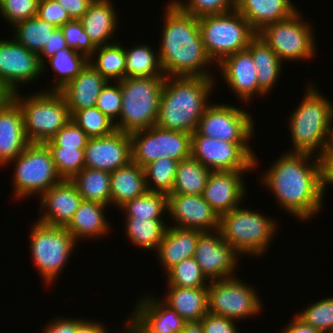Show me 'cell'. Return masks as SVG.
I'll return each instance as SVG.
<instances>
[{
  "mask_svg": "<svg viewBox=\"0 0 333 333\" xmlns=\"http://www.w3.org/2000/svg\"><path fill=\"white\" fill-rule=\"evenodd\" d=\"M261 176L280 207L296 219L307 221L321 211L325 195L320 157L286 151Z\"/></svg>",
  "mask_w": 333,
  "mask_h": 333,
  "instance_id": "cell-1",
  "label": "cell"
},
{
  "mask_svg": "<svg viewBox=\"0 0 333 333\" xmlns=\"http://www.w3.org/2000/svg\"><path fill=\"white\" fill-rule=\"evenodd\" d=\"M160 35L159 58L165 76L213 77L215 65L203 45L198 17L168 2ZM210 64V65H209Z\"/></svg>",
  "mask_w": 333,
  "mask_h": 333,
  "instance_id": "cell-2",
  "label": "cell"
},
{
  "mask_svg": "<svg viewBox=\"0 0 333 333\" xmlns=\"http://www.w3.org/2000/svg\"><path fill=\"white\" fill-rule=\"evenodd\" d=\"M216 81L215 77L165 76L156 125L171 131L195 132Z\"/></svg>",
  "mask_w": 333,
  "mask_h": 333,
  "instance_id": "cell-3",
  "label": "cell"
},
{
  "mask_svg": "<svg viewBox=\"0 0 333 333\" xmlns=\"http://www.w3.org/2000/svg\"><path fill=\"white\" fill-rule=\"evenodd\" d=\"M307 86L303 100L288 119L293 144L289 152L312 155L316 152V156L320 157L329 146L333 103L313 83Z\"/></svg>",
  "mask_w": 333,
  "mask_h": 333,
  "instance_id": "cell-4",
  "label": "cell"
},
{
  "mask_svg": "<svg viewBox=\"0 0 333 333\" xmlns=\"http://www.w3.org/2000/svg\"><path fill=\"white\" fill-rule=\"evenodd\" d=\"M165 76L132 77L119 81L121 111L116 130L132 133L156 125Z\"/></svg>",
  "mask_w": 333,
  "mask_h": 333,
  "instance_id": "cell-5",
  "label": "cell"
},
{
  "mask_svg": "<svg viewBox=\"0 0 333 333\" xmlns=\"http://www.w3.org/2000/svg\"><path fill=\"white\" fill-rule=\"evenodd\" d=\"M261 214L238 206L220 216L218 231L241 256L265 254L277 233V221Z\"/></svg>",
  "mask_w": 333,
  "mask_h": 333,
  "instance_id": "cell-6",
  "label": "cell"
},
{
  "mask_svg": "<svg viewBox=\"0 0 333 333\" xmlns=\"http://www.w3.org/2000/svg\"><path fill=\"white\" fill-rule=\"evenodd\" d=\"M10 97L21 109L30 143H45L71 120L67 102L60 92L40 90L21 97L18 91Z\"/></svg>",
  "mask_w": 333,
  "mask_h": 333,
  "instance_id": "cell-7",
  "label": "cell"
},
{
  "mask_svg": "<svg viewBox=\"0 0 333 333\" xmlns=\"http://www.w3.org/2000/svg\"><path fill=\"white\" fill-rule=\"evenodd\" d=\"M198 20L205 50L216 65L224 57L245 50L257 35L236 9L201 16Z\"/></svg>",
  "mask_w": 333,
  "mask_h": 333,
  "instance_id": "cell-8",
  "label": "cell"
},
{
  "mask_svg": "<svg viewBox=\"0 0 333 333\" xmlns=\"http://www.w3.org/2000/svg\"><path fill=\"white\" fill-rule=\"evenodd\" d=\"M33 263L45 284H54L78 243L65 227L34 222L30 230Z\"/></svg>",
  "mask_w": 333,
  "mask_h": 333,
  "instance_id": "cell-9",
  "label": "cell"
},
{
  "mask_svg": "<svg viewBox=\"0 0 333 333\" xmlns=\"http://www.w3.org/2000/svg\"><path fill=\"white\" fill-rule=\"evenodd\" d=\"M12 162L15 164L12 186L16 198L41 196L53 185L62 181L45 143H30L7 165Z\"/></svg>",
  "mask_w": 333,
  "mask_h": 333,
  "instance_id": "cell-10",
  "label": "cell"
},
{
  "mask_svg": "<svg viewBox=\"0 0 333 333\" xmlns=\"http://www.w3.org/2000/svg\"><path fill=\"white\" fill-rule=\"evenodd\" d=\"M299 12L297 10L288 18L269 24L257 33L282 62L310 61L316 55L312 24L301 20L303 16Z\"/></svg>",
  "mask_w": 333,
  "mask_h": 333,
  "instance_id": "cell-11",
  "label": "cell"
},
{
  "mask_svg": "<svg viewBox=\"0 0 333 333\" xmlns=\"http://www.w3.org/2000/svg\"><path fill=\"white\" fill-rule=\"evenodd\" d=\"M132 162L144 168L159 158L181 161L191 157V134L153 125L129 133Z\"/></svg>",
  "mask_w": 333,
  "mask_h": 333,
  "instance_id": "cell-12",
  "label": "cell"
},
{
  "mask_svg": "<svg viewBox=\"0 0 333 333\" xmlns=\"http://www.w3.org/2000/svg\"><path fill=\"white\" fill-rule=\"evenodd\" d=\"M262 301L252 286L231 277L212 280L208 285V312L237 322L262 311Z\"/></svg>",
  "mask_w": 333,
  "mask_h": 333,
  "instance_id": "cell-13",
  "label": "cell"
},
{
  "mask_svg": "<svg viewBox=\"0 0 333 333\" xmlns=\"http://www.w3.org/2000/svg\"><path fill=\"white\" fill-rule=\"evenodd\" d=\"M191 157L211 171H251L258 161L250 144H235L191 134Z\"/></svg>",
  "mask_w": 333,
  "mask_h": 333,
  "instance_id": "cell-14",
  "label": "cell"
},
{
  "mask_svg": "<svg viewBox=\"0 0 333 333\" xmlns=\"http://www.w3.org/2000/svg\"><path fill=\"white\" fill-rule=\"evenodd\" d=\"M252 115L244 109L228 104H209L199 120L196 131L205 137L250 144L254 132Z\"/></svg>",
  "mask_w": 333,
  "mask_h": 333,
  "instance_id": "cell-15",
  "label": "cell"
},
{
  "mask_svg": "<svg viewBox=\"0 0 333 333\" xmlns=\"http://www.w3.org/2000/svg\"><path fill=\"white\" fill-rule=\"evenodd\" d=\"M42 75L39 56L14 39L0 38V86L8 93L18 92V86L31 84ZM23 83V84H21Z\"/></svg>",
  "mask_w": 333,
  "mask_h": 333,
  "instance_id": "cell-16",
  "label": "cell"
},
{
  "mask_svg": "<svg viewBox=\"0 0 333 333\" xmlns=\"http://www.w3.org/2000/svg\"><path fill=\"white\" fill-rule=\"evenodd\" d=\"M239 255L219 231H211L199 236L194 258L202 273L212 281L235 277Z\"/></svg>",
  "mask_w": 333,
  "mask_h": 333,
  "instance_id": "cell-17",
  "label": "cell"
},
{
  "mask_svg": "<svg viewBox=\"0 0 333 333\" xmlns=\"http://www.w3.org/2000/svg\"><path fill=\"white\" fill-rule=\"evenodd\" d=\"M167 214L180 228L212 232L219 230L220 217L201 195L168 194Z\"/></svg>",
  "mask_w": 333,
  "mask_h": 333,
  "instance_id": "cell-18",
  "label": "cell"
},
{
  "mask_svg": "<svg viewBox=\"0 0 333 333\" xmlns=\"http://www.w3.org/2000/svg\"><path fill=\"white\" fill-rule=\"evenodd\" d=\"M85 167L113 172L132 161L129 133L115 130L105 137L90 138L84 148Z\"/></svg>",
  "mask_w": 333,
  "mask_h": 333,
  "instance_id": "cell-19",
  "label": "cell"
},
{
  "mask_svg": "<svg viewBox=\"0 0 333 333\" xmlns=\"http://www.w3.org/2000/svg\"><path fill=\"white\" fill-rule=\"evenodd\" d=\"M246 172L250 171H211L202 196L219 217L242 204Z\"/></svg>",
  "mask_w": 333,
  "mask_h": 333,
  "instance_id": "cell-20",
  "label": "cell"
},
{
  "mask_svg": "<svg viewBox=\"0 0 333 333\" xmlns=\"http://www.w3.org/2000/svg\"><path fill=\"white\" fill-rule=\"evenodd\" d=\"M39 197L41 210L37 221L59 227L68 225L82 202V197L71 180H62Z\"/></svg>",
  "mask_w": 333,
  "mask_h": 333,
  "instance_id": "cell-21",
  "label": "cell"
},
{
  "mask_svg": "<svg viewBox=\"0 0 333 333\" xmlns=\"http://www.w3.org/2000/svg\"><path fill=\"white\" fill-rule=\"evenodd\" d=\"M215 66L242 103L252 101L255 94L258 96L257 70L247 49L224 57Z\"/></svg>",
  "mask_w": 333,
  "mask_h": 333,
  "instance_id": "cell-22",
  "label": "cell"
},
{
  "mask_svg": "<svg viewBox=\"0 0 333 333\" xmlns=\"http://www.w3.org/2000/svg\"><path fill=\"white\" fill-rule=\"evenodd\" d=\"M29 144L21 109L9 96L0 105V166H7Z\"/></svg>",
  "mask_w": 333,
  "mask_h": 333,
  "instance_id": "cell-23",
  "label": "cell"
},
{
  "mask_svg": "<svg viewBox=\"0 0 333 333\" xmlns=\"http://www.w3.org/2000/svg\"><path fill=\"white\" fill-rule=\"evenodd\" d=\"M107 82L88 63L71 82L59 91L67 102L70 115L81 109L96 107L97 98Z\"/></svg>",
  "mask_w": 333,
  "mask_h": 333,
  "instance_id": "cell-24",
  "label": "cell"
},
{
  "mask_svg": "<svg viewBox=\"0 0 333 333\" xmlns=\"http://www.w3.org/2000/svg\"><path fill=\"white\" fill-rule=\"evenodd\" d=\"M113 4L111 0H94L79 19L84 31L96 47L115 42L113 38L119 20Z\"/></svg>",
  "mask_w": 333,
  "mask_h": 333,
  "instance_id": "cell-25",
  "label": "cell"
},
{
  "mask_svg": "<svg viewBox=\"0 0 333 333\" xmlns=\"http://www.w3.org/2000/svg\"><path fill=\"white\" fill-rule=\"evenodd\" d=\"M202 231L168 226L165 235L157 248V257L167 272L184 259L194 257L196 244Z\"/></svg>",
  "mask_w": 333,
  "mask_h": 333,
  "instance_id": "cell-26",
  "label": "cell"
},
{
  "mask_svg": "<svg viewBox=\"0 0 333 333\" xmlns=\"http://www.w3.org/2000/svg\"><path fill=\"white\" fill-rule=\"evenodd\" d=\"M236 10L258 33L267 25L288 18L297 8L291 0H236Z\"/></svg>",
  "mask_w": 333,
  "mask_h": 333,
  "instance_id": "cell-27",
  "label": "cell"
},
{
  "mask_svg": "<svg viewBox=\"0 0 333 333\" xmlns=\"http://www.w3.org/2000/svg\"><path fill=\"white\" fill-rule=\"evenodd\" d=\"M161 300L186 322H199L208 313V287L189 288L167 285Z\"/></svg>",
  "mask_w": 333,
  "mask_h": 333,
  "instance_id": "cell-28",
  "label": "cell"
},
{
  "mask_svg": "<svg viewBox=\"0 0 333 333\" xmlns=\"http://www.w3.org/2000/svg\"><path fill=\"white\" fill-rule=\"evenodd\" d=\"M107 205L85 201L79 205L72 220L65 227L78 242L80 238H100L109 233L110 224L105 217Z\"/></svg>",
  "mask_w": 333,
  "mask_h": 333,
  "instance_id": "cell-29",
  "label": "cell"
},
{
  "mask_svg": "<svg viewBox=\"0 0 333 333\" xmlns=\"http://www.w3.org/2000/svg\"><path fill=\"white\" fill-rule=\"evenodd\" d=\"M133 310L152 330L162 333H181L186 321L159 297H141Z\"/></svg>",
  "mask_w": 333,
  "mask_h": 333,
  "instance_id": "cell-30",
  "label": "cell"
},
{
  "mask_svg": "<svg viewBox=\"0 0 333 333\" xmlns=\"http://www.w3.org/2000/svg\"><path fill=\"white\" fill-rule=\"evenodd\" d=\"M110 182V205L117 208L147 191L144 168L132 161L110 172Z\"/></svg>",
  "mask_w": 333,
  "mask_h": 333,
  "instance_id": "cell-31",
  "label": "cell"
},
{
  "mask_svg": "<svg viewBox=\"0 0 333 333\" xmlns=\"http://www.w3.org/2000/svg\"><path fill=\"white\" fill-rule=\"evenodd\" d=\"M253 57L257 70L258 96H266L276 86L283 62L270 46L256 35L246 48Z\"/></svg>",
  "mask_w": 333,
  "mask_h": 333,
  "instance_id": "cell-32",
  "label": "cell"
},
{
  "mask_svg": "<svg viewBox=\"0 0 333 333\" xmlns=\"http://www.w3.org/2000/svg\"><path fill=\"white\" fill-rule=\"evenodd\" d=\"M125 234L127 238L138 248L153 250L159 247L168 225L164 219H138L136 217H124Z\"/></svg>",
  "mask_w": 333,
  "mask_h": 333,
  "instance_id": "cell-33",
  "label": "cell"
},
{
  "mask_svg": "<svg viewBox=\"0 0 333 333\" xmlns=\"http://www.w3.org/2000/svg\"><path fill=\"white\" fill-rule=\"evenodd\" d=\"M211 170L189 157L178 162L170 194L201 195Z\"/></svg>",
  "mask_w": 333,
  "mask_h": 333,
  "instance_id": "cell-34",
  "label": "cell"
},
{
  "mask_svg": "<svg viewBox=\"0 0 333 333\" xmlns=\"http://www.w3.org/2000/svg\"><path fill=\"white\" fill-rule=\"evenodd\" d=\"M82 200L110 204V172L84 167L72 180Z\"/></svg>",
  "mask_w": 333,
  "mask_h": 333,
  "instance_id": "cell-35",
  "label": "cell"
},
{
  "mask_svg": "<svg viewBox=\"0 0 333 333\" xmlns=\"http://www.w3.org/2000/svg\"><path fill=\"white\" fill-rule=\"evenodd\" d=\"M89 63L107 81L111 82L113 80L114 83L125 78L126 54L124 46L118 41L109 45L98 46L89 59Z\"/></svg>",
  "mask_w": 333,
  "mask_h": 333,
  "instance_id": "cell-36",
  "label": "cell"
},
{
  "mask_svg": "<svg viewBox=\"0 0 333 333\" xmlns=\"http://www.w3.org/2000/svg\"><path fill=\"white\" fill-rule=\"evenodd\" d=\"M124 48L126 54L125 78L165 76L161 67L159 53L148 44Z\"/></svg>",
  "mask_w": 333,
  "mask_h": 333,
  "instance_id": "cell-37",
  "label": "cell"
},
{
  "mask_svg": "<svg viewBox=\"0 0 333 333\" xmlns=\"http://www.w3.org/2000/svg\"><path fill=\"white\" fill-rule=\"evenodd\" d=\"M55 73L52 88L46 91H57L63 89L71 82L89 63V59L69 47L59 50L54 56L46 60Z\"/></svg>",
  "mask_w": 333,
  "mask_h": 333,
  "instance_id": "cell-38",
  "label": "cell"
},
{
  "mask_svg": "<svg viewBox=\"0 0 333 333\" xmlns=\"http://www.w3.org/2000/svg\"><path fill=\"white\" fill-rule=\"evenodd\" d=\"M13 39L27 50L39 54L49 42L51 34L56 26L44 21L37 16L28 18L12 27Z\"/></svg>",
  "mask_w": 333,
  "mask_h": 333,
  "instance_id": "cell-39",
  "label": "cell"
},
{
  "mask_svg": "<svg viewBox=\"0 0 333 333\" xmlns=\"http://www.w3.org/2000/svg\"><path fill=\"white\" fill-rule=\"evenodd\" d=\"M120 210L125 211V217L163 219L164 214H167V194L146 191L143 195L126 202L120 207Z\"/></svg>",
  "mask_w": 333,
  "mask_h": 333,
  "instance_id": "cell-40",
  "label": "cell"
},
{
  "mask_svg": "<svg viewBox=\"0 0 333 333\" xmlns=\"http://www.w3.org/2000/svg\"><path fill=\"white\" fill-rule=\"evenodd\" d=\"M178 161L159 158L144 167L147 191L170 194L173 189Z\"/></svg>",
  "mask_w": 333,
  "mask_h": 333,
  "instance_id": "cell-41",
  "label": "cell"
},
{
  "mask_svg": "<svg viewBox=\"0 0 333 333\" xmlns=\"http://www.w3.org/2000/svg\"><path fill=\"white\" fill-rule=\"evenodd\" d=\"M167 285L176 287H208L210 280L202 273L194 257L184 259L166 272ZM207 282V284H206Z\"/></svg>",
  "mask_w": 333,
  "mask_h": 333,
  "instance_id": "cell-42",
  "label": "cell"
},
{
  "mask_svg": "<svg viewBox=\"0 0 333 333\" xmlns=\"http://www.w3.org/2000/svg\"><path fill=\"white\" fill-rule=\"evenodd\" d=\"M71 119L89 138L105 137L116 130L115 123L97 107L75 111Z\"/></svg>",
  "mask_w": 333,
  "mask_h": 333,
  "instance_id": "cell-43",
  "label": "cell"
},
{
  "mask_svg": "<svg viewBox=\"0 0 333 333\" xmlns=\"http://www.w3.org/2000/svg\"><path fill=\"white\" fill-rule=\"evenodd\" d=\"M62 180H72L84 167V148L48 147Z\"/></svg>",
  "mask_w": 333,
  "mask_h": 333,
  "instance_id": "cell-44",
  "label": "cell"
},
{
  "mask_svg": "<svg viewBox=\"0 0 333 333\" xmlns=\"http://www.w3.org/2000/svg\"><path fill=\"white\" fill-rule=\"evenodd\" d=\"M296 316L321 333H330L333 330V296L320 299Z\"/></svg>",
  "mask_w": 333,
  "mask_h": 333,
  "instance_id": "cell-45",
  "label": "cell"
},
{
  "mask_svg": "<svg viewBox=\"0 0 333 333\" xmlns=\"http://www.w3.org/2000/svg\"><path fill=\"white\" fill-rule=\"evenodd\" d=\"M172 0L181 10L194 17L224 14L236 9V0Z\"/></svg>",
  "mask_w": 333,
  "mask_h": 333,
  "instance_id": "cell-46",
  "label": "cell"
},
{
  "mask_svg": "<svg viewBox=\"0 0 333 333\" xmlns=\"http://www.w3.org/2000/svg\"><path fill=\"white\" fill-rule=\"evenodd\" d=\"M40 0H2L0 15L8 25L15 24L37 16Z\"/></svg>",
  "mask_w": 333,
  "mask_h": 333,
  "instance_id": "cell-47",
  "label": "cell"
},
{
  "mask_svg": "<svg viewBox=\"0 0 333 333\" xmlns=\"http://www.w3.org/2000/svg\"><path fill=\"white\" fill-rule=\"evenodd\" d=\"M60 28L67 47L85 55L88 59L92 57L97 47L92 43L79 20H72Z\"/></svg>",
  "mask_w": 333,
  "mask_h": 333,
  "instance_id": "cell-48",
  "label": "cell"
},
{
  "mask_svg": "<svg viewBox=\"0 0 333 333\" xmlns=\"http://www.w3.org/2000/svg\"><path fill=\"white\" fill-rule=\"evenodd\" d=\"M89 139L84 131L71 119L45 144L47 147L85 148Z\"/></svg>",
  "mask_w": 333,
  "mask_h": 333,
  "instance_id": "cell-49",
  "label": "cell"
},
{
  "mask_svg": "<svg viewBox=\"0 0 333 333\" xmlns=\"http://www.w3.org/2000/svg\"><path fill=\"white\" fill-rule=\"evenodd\" d=\"M114 84L112 81L105 84L97 98L96 107L116 123L120 116L122 94L119 82Z\"/></svg>",
  "mask_w": 333,
  "mask_h": 333,
  "instance_id": "cell-50",
  "label": "cell"
},
{
  "mask_svg": "<svg viewBox=\"0 0 333 333\" xmlns=\"http://www.w3.org/2000/svg\"><path fill=\"white\" fill-rule=\"evenodd\" d=\"M37 17L47 21L57 28L72 21L67 11L57 0H40L38 5Z\"/></svg>",
  "mask_w": 333,
  "mask_h": 333,
  "instance_id": "cell-51",
  "label": "cell"
},
{
  "mask_svg": "<svg viewBox=\"0 0 333 333\" xmlns=\"http://www.w3.org/2000/svg\"><path fill=\"white\" fill-rule=\"evenodd\" d=\"M204 333H239L234 320L207 313L200 320Z\"/></svg>",
  "mask_w": 333,
  "mask_h": 333,
  "instance_id": "cell-52",
  "label": "cell"
},
{
  "mask_svg": "<svg viewBox=\"0 0 333 333\" xmlns=\"http://www.w3.org/2000/svg\"><path fill=\"white\" fill-rule=\"evenodd\" d=\"M67 48L66 40L63 37L61 28H55L51 34L49 42L44 46L38 54L40 63L42 64V73L44 75L47 63L46 60L55 55L59 50Z\"/></svg>",
  "mask_w": 333,
  "mask_h": 333,
  "instance_id": "cell-53",
  "label": "cell"
},
{
  "mask_svg": "<svg viewBox=\"0 0 333 333\" xmlns=\"http://www.w3.org/2000/svg\"><path fill=\"white\" fill-rule=\"evenodd\" d=\"M82 321L83 319L79 318H54V320L46 324L42 333H75L77 326Z\"/></svg>",
  "mask_w": 333,
  "mask_h": 333,
  "instance_id": "cell-54",
  "label": "cell"
},
{
  "mask_svg": "<svg viewBox=\"0 0 333 333\" xmlns=\"http://www.w3.org/2000/svg\"><path fill=\"white\" fill-rule=\"evenodd\" d=\"M322 189L326 193L325 187L333 185V150L328 146L324 153L320 156Z\"/></svg>",
  "mask_w": 333,
  "mask_h": 333,
  "instance_id": "cell-55",
  "label": "cell"
},
{
  "mask_svg": "<svg viewBox=\"0 0 333 333\" xmlns=\"http://www.w3.org/2000/svg\"><path fill=\"white\" fill-rule=\"evenodd\" d=\"M72 20H79L94 0H57Z\"/></svg>",
  "mask_w": 333,
  "mask_h": 333,
  "instance_id": "cell-56",
  "label": "cell"
},
{
  "mask_svg": "<svg viewBox=\"0 0 333 333\" xmlns=\"http://www.w3.org/2000/svg\"><path fill=\"white\" fill-rule=\"evenodd\" d=\"M285 327L283 330L281 329V333H321L317 328L304 323L296 315Z\"/></svg>",
  "mask_w": 333,
  "mask_h": 333,
  "instance_id": "cell-57",
  "label": "cell"
},
{
  "mask_svg": "<svg viewBox=\"0 0 333 333\" xmlns=\"http://www.w3.org/2000/svg\"><path fill=\"white\" fill-rule=\"evenodd\" d=\"M134 333H162L152 330L134 311L130 319L124 322Z\"/></svg>",
  "mask_w": 333,
  "mask_h": 333,
  "instance_id": "cell-58",
  "label": "cell"
},
{
  "mask_svg": "<svg viewBox=\"0 0 333 333\" xmlns=\"http://www.w3.org/2000/svg\"><path fill=\"white\" fill-rule=\"evenodd\" d=\"M104 323L97 322L95 320H86L84 319L78 326H77V333H108Z\"/></svg>",
  "mask_w": 333,
  "mask_h": 333,
  "instance_id": "cell-59",
  "label": "cell"
},
{
  "mask_svg": "<svg viewBox=\"0 0 333 333\" xmlns=\"http://www.w3.org/2000/svg\"><path fill=\"white\" fill-rule=\"evenodd\" d=\"M181 333H204L201 322H186Z\"/></svg>",
  "mask_w": 333,
  "mask_h": 333,
  "instance_id": "cell-60",
  "label": "cell"
},
{
  "mask_svg": "<svg viewBox=\"0 0 333 333\" xmlns=\"http://www.w3.org/2000/svg\"><path fill=\"white\" fill-rule=\"evenodd\" d=\"M10 96L1 86H0V105Z\"/></svg>",
  "mask_w": 333,
  "mask_h": 333,
  "instance_id": "cell-61",
  "label": "cell"
},
{
  "mask_svg": "<svg viewBox=\"0 0 333 333\" xmlns=\"http://www.w3.org/2000/svg\"><path fill=\"white\" fill-rule=\"evenodd\" d=\"M329 147L333 150V127H332V129H331V135H330Z\"/></svg>",
  "mask_w": 333,
  "mask_h": 333,
  "instance_id": "cell-62",
  "label": "cell"
},
{
  "mask_svg": "<svg viewBox=\"0 0 333 333\" xmlns=\"http://www.w3.org/2000/svg\"><path fill=\"white\" fill-rule=\"evenodd\" d=\"M123 328H124V330L122 333H134L127 325H125V327H123Z\"/></svg>",
  "mask_w": 333,
  "mask_h": 333,
  "instance_id": "cell-63",
  "label": "cell"
}]
</instances>
